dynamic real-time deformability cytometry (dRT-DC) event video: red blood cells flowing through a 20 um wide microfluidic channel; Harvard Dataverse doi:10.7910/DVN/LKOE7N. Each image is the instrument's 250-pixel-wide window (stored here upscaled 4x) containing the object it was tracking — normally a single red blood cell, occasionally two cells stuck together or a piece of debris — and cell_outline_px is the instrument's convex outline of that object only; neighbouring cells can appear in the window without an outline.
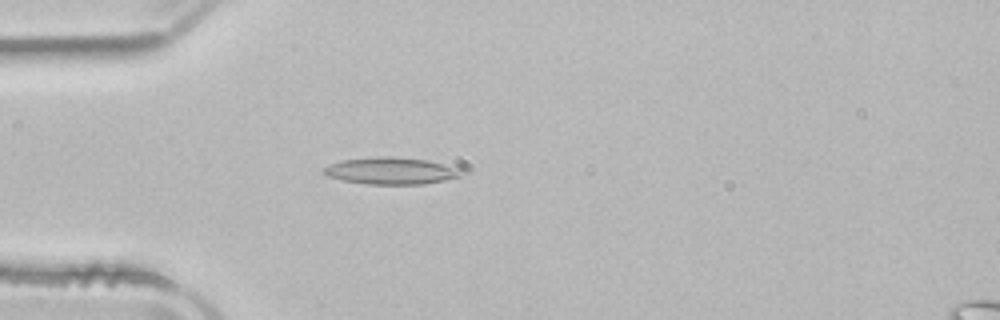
{"species": "common noctule bat (a hibernating species)", "species_latin": "Nyctalus noctula", "temperature_condition": "room temperature", "stored_images_in_passage": 50, "camera_frame_rate_fps": 3000, "um_per_image_px": 0.085, "animal": {"sex": "male", "body_mass_g": 21.5, "forearm_length_mm": 52.0}, "frame": {"image": 1, "passage_image": 13, "time_ms": 4.0, "image_size_px": [1000, 320], "cell_outline_px": [[468, 172], [460, 176], [444, 180], [424, 184], [368, 184], [344, 180], [328, 176], [324, 172], [324, 168], [328, 164], [340, 160], [376, 156], [388, 156], [428, 160], [460, 168]], "centroid_in_image_um": [33.28, 14.51], "position_along_channel_um": 51.7, "area_um2": 21.68}}
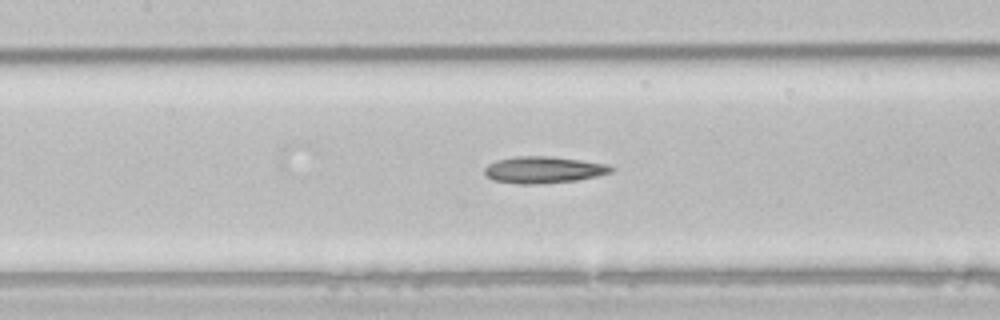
{"frame": {"image": 2, "passage_image": 22, "time_ms": 7.0, "image_size_px": [1000, 320], "cell_outline_px": [[616, 168], [612, 172], [596, 176], [576, 180], [532, 184], [520, 184], [492, 180], [484, 172], [484, 168], [488, 164], [496, 160], [516, 156], [548, 156], [580, 160], [608, 164]], "centroid_in_image_um": [46.2, 14.42], "position_along_channel_um": 161.2, "area_um2": 19.59}}
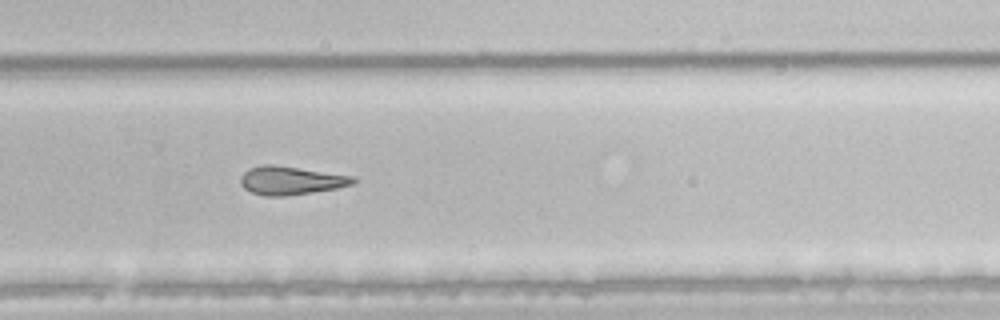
{"frame": {"image": 3, "passage_image": 33, "time_ms": 10.667, "image_size_px": [1000, 320], "cell_outline_px": [[360, 180], [352, 184], [336, 188], [312, 192], [284, 196], [264, 196], [252, 192], [244, 188], [240, 184], [240, 176], [248, 168], [264, 164], [272, 164], [356, 176]], "centroid_in_image_um": [24.73, 15.33], "position_along_channel_um": 305.1, "area_um2": 18.79}}